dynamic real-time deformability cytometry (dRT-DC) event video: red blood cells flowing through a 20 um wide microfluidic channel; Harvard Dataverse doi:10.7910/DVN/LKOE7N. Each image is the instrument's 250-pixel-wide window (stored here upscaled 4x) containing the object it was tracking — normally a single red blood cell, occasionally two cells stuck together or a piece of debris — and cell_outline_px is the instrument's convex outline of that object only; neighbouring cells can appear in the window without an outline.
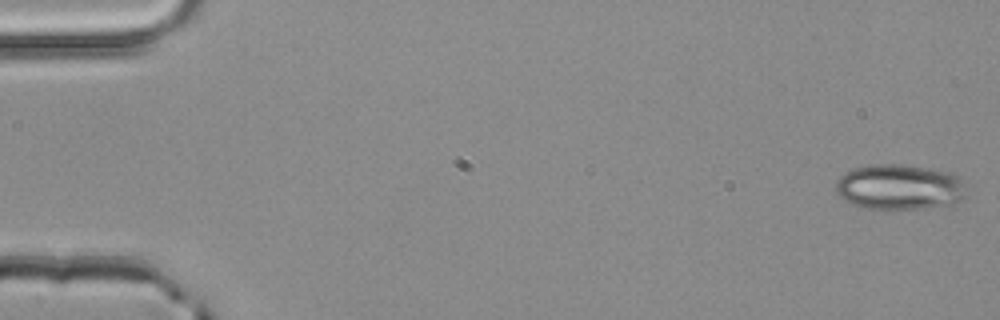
{"species": "common noctule bat (a hibernating species)", "species_latin": "Nyctalus noctula", "temperature_condition": "room temperature", "stored_images_in_passage": 52, "camera_frame_rate_fps": 3000, "um_per_image_px": 0.085, "animal": {"sex": "male", "body_mass_g": 20.4}, "frame": {"image": 1, "passage_image": 1, "time_ms": 0.0, "image_size_px": [1000, 320], "cell_outline_px": [[968, 196], [948, 208], [884, 212], [852, 204], [844, 200], [836, 192], [836, 180], [844, 172], [852, 168], [872, 164], [900, 164], [948, 172], [960, 176]], "centroid_in_image_um": [76.5, 15.97], "position_along_channel_um": 8.5, "area_um2": 36.13}}
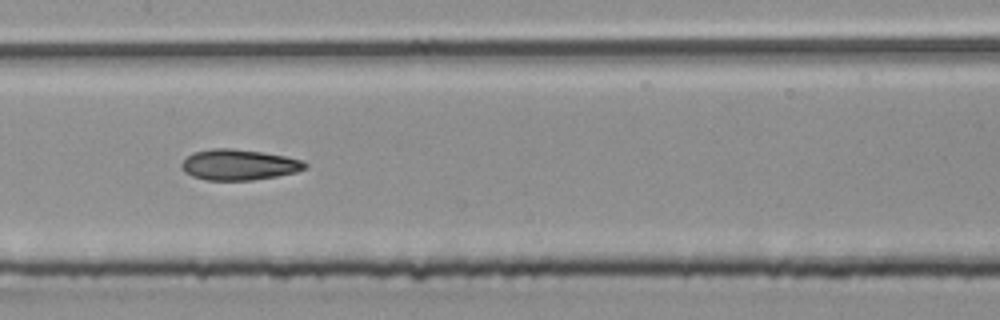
{"frame": {"image": 2, "passage_image": 26, "time_ms": 8.333, "image_size_px": [1000, 320], "cell_outline_px": [[308, 168], [296, 172], [276, 176], [252, 180], [204, 180], [192, 176], [184, 172], [180, 168], [180, 164], [192, 152], [212, 148], [232, 148], [260, 152], [284, 156], [304, 160], [308, 164]], "centroid_in_image_um": [20.29, 14.0], "position_along_channel_um": 187.1, "area_um2": 22.25}}
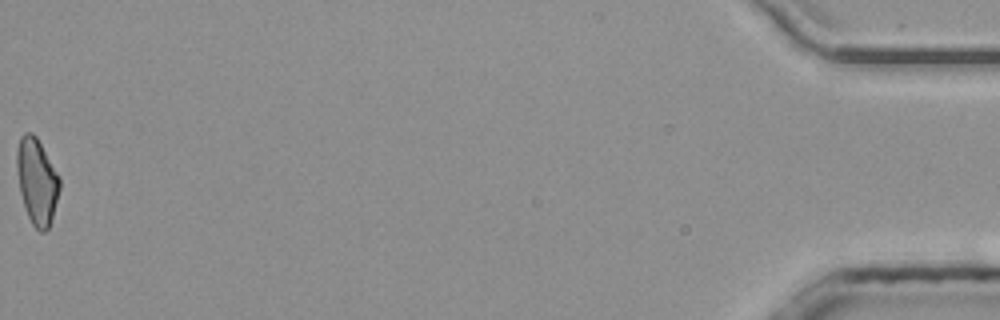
{"frame": {"image": 3, "passage_image": 52, "time_ms": 17.0, "image_size_px": [1000, 320], "cell_outline_px": [[60, 188], [52, 216], [48, 228], [44, 232], [40, 232], [32, 224], [28, 216], [20, 192], [16, 168], [16, 148], [20, 136], [24, 132], [32, 132], [36, 136], [60, 176]], "centroid_in_image_um": [3.12, 15.36], "position_along_channel_um": 432.1, "area_um2": 21.44}, "authors_computed_cell_mechanics": {"area_um2": 21.9351, "velocity_mm_per_s": 4.0554, "shape_relaxation_time_tau1_ms": 8.0899, "shape_relaxation_time_tau2_ms": 3.2524, "deformation_change_tau1": 0.1952, "deformation_change_tau2": 0.1042}}